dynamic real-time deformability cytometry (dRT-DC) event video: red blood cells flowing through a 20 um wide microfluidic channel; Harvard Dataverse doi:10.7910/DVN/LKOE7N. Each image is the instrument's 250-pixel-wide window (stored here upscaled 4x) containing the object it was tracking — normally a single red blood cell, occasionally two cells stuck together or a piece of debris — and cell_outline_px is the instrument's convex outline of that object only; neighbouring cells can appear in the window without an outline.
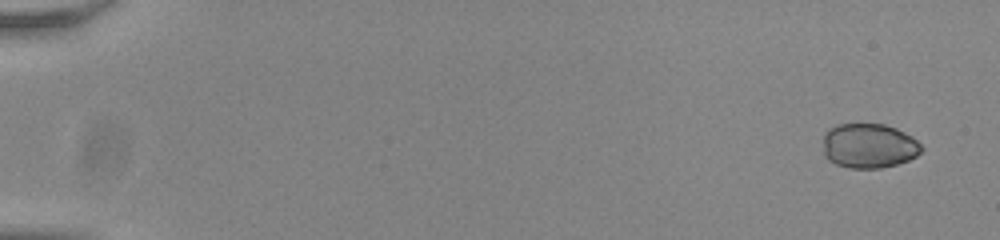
{"species": "common noctule bat (a hibernating species)", "species_latin": "Nyctalus noctula", "temperature_condition": "room temperature", "stored_images_in_passage": 53, "camera_frame_rate_fps": 3000, "um_per_image_px": 0.085, "animal": {"sex": "male", "body_mass_g": 20.0, "forearm_length_mm": 53.3}, "frame": {"image": 1, "passage_image": 1, "time_ms": 0.0, "image_size_px": [1000, 240], "cell_outline_px": [[924, 148], [916, 156], [908, 160], [896, 164], [880, 168], [852, 168], [836, 164], [828, 160], [824, 156], [824, 132], [828, 128], [836, 124], [884, 124], [896, 128], [912, 136]], "centroid_in_image_um": [73.84, 12.38], "position_along_channel_um": 11.2, "area_um2": 25.72}}
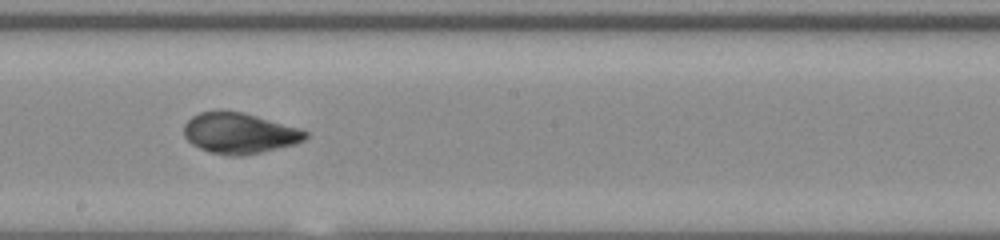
{"frame": {"image": 2, "passage_image": 31, "time_ms": 10.0, "image_size_px": [1000, 240], "cell_outline_px": [[308, 136], [304, 140], [296, 144], [244, 156], [228, 156], [212, 152], [200, 148], [192, 144], [184, 136], [184, 124], [192, 116], [200, 112], [220, 108], [244, 112], [300, 128], [308, 132]], "centroid_in_image_um": [20.34, 11.29], "position_along_channel_um": 227.9, "area_um2": 29.36}}
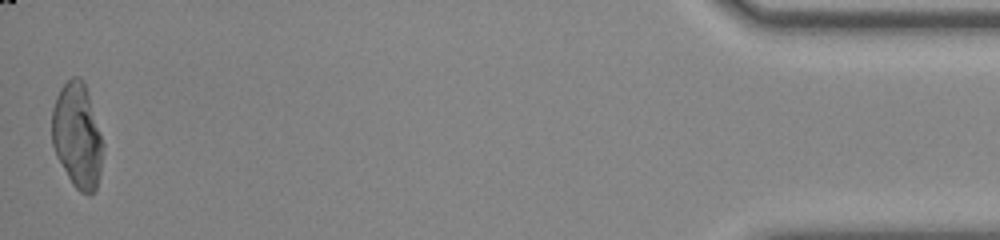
{"frame": {"image": 3, "passage_image": 53, "time_ms": 17.333, "image_size_px": [1000, 240], "cell_outline_px": [[104, 144], [100, 172], [96, 188], [88, 196], [80, 192], [72, 184], [56, 156], [52, 144], [52, 108], [56, 96], [60, 88], [72, 76], [80, 76], [84, 80]], "centroid_in_image_um": [6.56, 11.52], "position_along_channel_um": 428.6, "area_um2": 31.39}, "authors_computed_cell_mechanics": {"area_um2": 28.9, "velocity_mm_per_s": 3.8433, "shape_relaxation_time_tau1_ms": 8.2737, "shape_relaxation_time_tau2_ms": null, "deformation_change_tau1": 0.2123, "deformation_change_tau2": null}}